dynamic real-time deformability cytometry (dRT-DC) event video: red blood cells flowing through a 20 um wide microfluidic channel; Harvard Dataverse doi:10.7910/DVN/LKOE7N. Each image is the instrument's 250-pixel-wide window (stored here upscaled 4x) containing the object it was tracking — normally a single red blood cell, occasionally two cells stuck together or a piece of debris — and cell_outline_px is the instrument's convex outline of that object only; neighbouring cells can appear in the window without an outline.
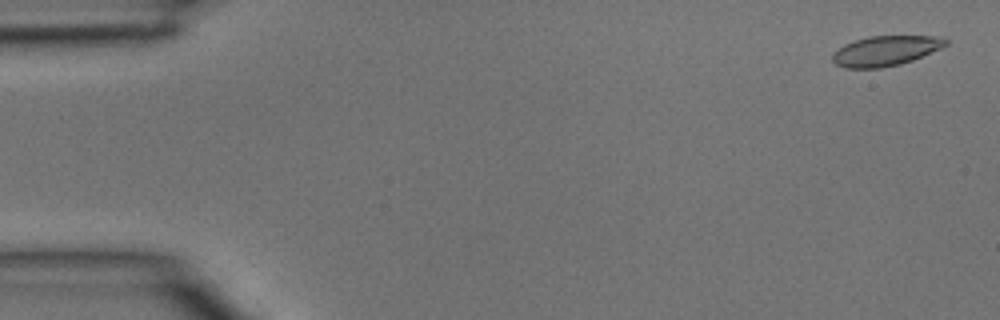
{"species": "common noctule bat (a hibernating species)", "species_latin": "Nyctalus noctula", "temperature_condition": "room temperature", "stored_images_in_passage": 3, "camera_frame_rate_fps": 3000, "um_per_image_px": 0.085, "animal": {"sex": "male", "body_mass_g": 15.6}, "frame": {"image": 1, "passage_image": 1, "time_ms": 0.0, "image_size_px": [1000, 320], "cell_outline_px": [[948, 44], [940, 48], [912, 60], [900, 64], [880, 68], [844, 68], [836, 64], [832, 60], [832, 52], [844, 44], [868, 36], [944, 36], [948, 40]], "centroid_in_image_um": [75.25, 4.31], "position_along_channel_um": 9.7, "area_um2": 19.83}}
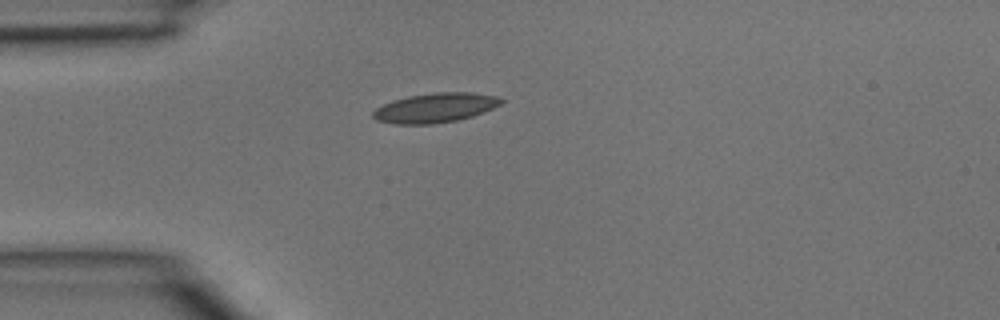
{"frame": {"image": 2, "passage_image": 3, "time_ms": 0.667, "image_size_px": [1000, 320], "cell_outline_px": [[504, 100], [500, 104], [492, 108], [472, 116], [456, 120], [432, 124], [396, 124], [376, 120], [372, 116], [372, 112], [376, 108], [384, 104], [408, 96], [436, 92], [472, 92], [496, 96]], "centroid_in_image_um": [36.98, 9.16], "position_along_channel_um": 48.0, "area_um2": 21.79}}